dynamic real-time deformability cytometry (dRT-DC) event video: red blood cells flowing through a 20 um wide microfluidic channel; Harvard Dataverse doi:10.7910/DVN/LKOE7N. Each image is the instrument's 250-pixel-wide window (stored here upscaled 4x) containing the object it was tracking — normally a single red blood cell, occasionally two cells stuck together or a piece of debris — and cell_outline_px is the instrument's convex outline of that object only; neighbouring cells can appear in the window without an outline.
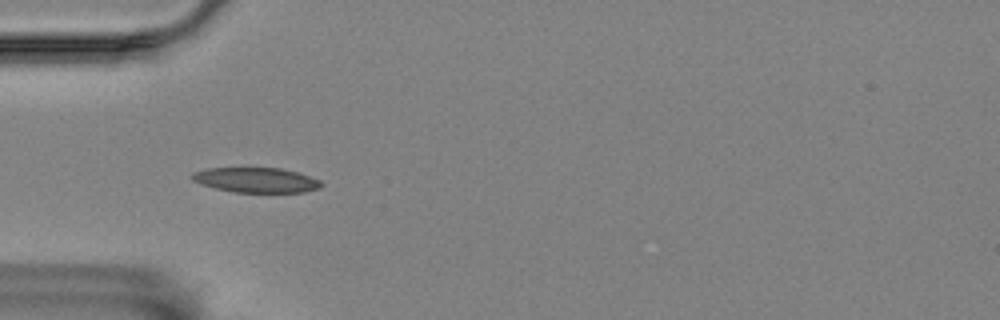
{"species": "Egyptian fruit bat (a non-hibernating species)", "species_latin": "Rousettus aegyptiacus", "temperature_condition": "room temperature", "stored_images_in_passage": 7, "camera_frame_rate_fps": 3000, "um_per_image_px": 0.085, "animal": {"sex": "female"}, "frame": {"image": 1, "passage_image": 7, "time_ms": 7.333, "image_size_px": [1000, 320], "cell_outline_px": [[324, 184], [320, 188], [304, 192], [236, 192], [216, 188], [192, 180], [188, 176], [192, 172], [208, 168], [280, 168], [296, 172], [320, 180]], "centroid_in_image_um": [21.77, 15.3], "position_along_channel_um": 63.2, "area_um2": 18.67}}